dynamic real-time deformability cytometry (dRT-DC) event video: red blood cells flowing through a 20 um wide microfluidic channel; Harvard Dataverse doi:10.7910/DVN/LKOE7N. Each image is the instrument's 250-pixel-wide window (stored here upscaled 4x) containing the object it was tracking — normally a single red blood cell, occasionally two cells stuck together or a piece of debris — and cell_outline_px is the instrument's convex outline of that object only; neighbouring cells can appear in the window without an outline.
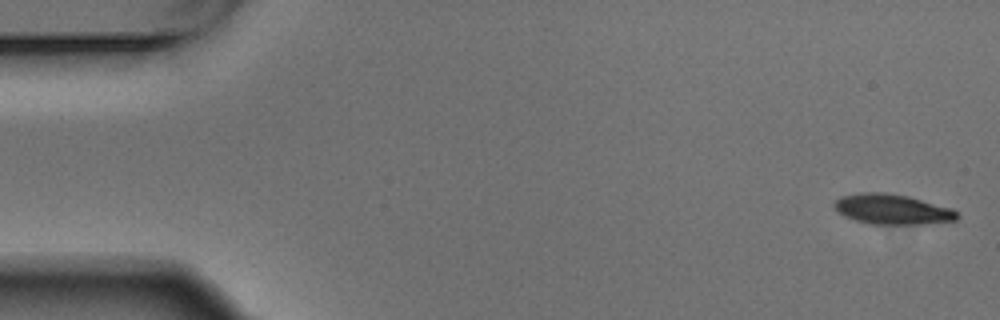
{"species": "Egyptian fruit bat (a non-hibernating species)", "species_latin": "Rousettus aegyptiacus", "temperature_condition": "warm", "stored_images_in_passage": 5, "camera_frame_rate_fps": 3000, "um_per_image_px": 0.085, "animal": {"sex": "male"}, "frame": {"image": 1, "passage_image": 1, "time_ms": 0.0, "image_size_px": [1000, 320], "cell_outline_px": [[960, 216], [956, 220], [920, 224], [868, 224], [844, 216], [832, 204], [840, 196], [860, 192], [884, 192], [908, 196], [952, 208]], "centroid_in_image_um": [75.83, 17.78], "position_along_channel_um": 9.2, "area_um2": 21.56}}
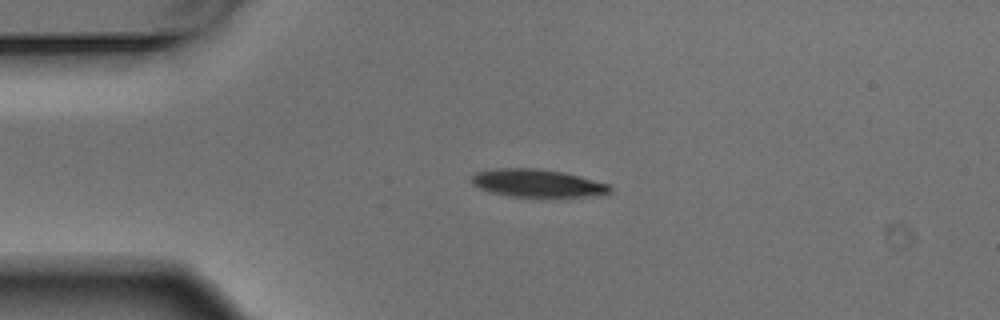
{"frame": {"image": 2, "passage_image": 4, "time_ms": 1.0, "image_size_px": [1000, 320], "cell_outline_px": [[612, 192], [604, 196], [508, 196], [492, 192], [480, 188], [472, 184], [472, 176], [476, 172], [492, 168], [540, 168], [564, 172], [612, 184]], "centroid_in_image_um": [45.75, 15.56], "position_along_channel_um": 39.2, "area_um2": 22.66}}